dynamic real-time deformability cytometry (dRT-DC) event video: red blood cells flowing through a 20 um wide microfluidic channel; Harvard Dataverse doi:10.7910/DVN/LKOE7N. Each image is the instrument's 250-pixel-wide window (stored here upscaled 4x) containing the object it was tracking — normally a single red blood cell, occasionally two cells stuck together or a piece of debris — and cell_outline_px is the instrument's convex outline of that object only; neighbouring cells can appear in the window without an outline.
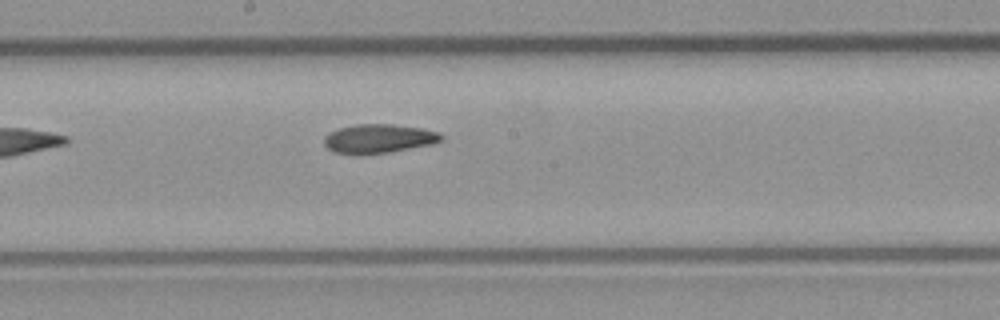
{"species": "common noctule bat (a hibernating species)", "species_latin": "Nyctalus noctula", "temperature_condition": "room temperature", "stored_images_in_passage": 5, "camera_frame_rate_fps": 3000, "um_per_image_px": 0.085, "animal": {"sex": "male", "body_mass_g": 23.1, "forearm_length_mm": 52.7}, "frame": {"image": 1, "passage_image": 5, "time_ms": 1.333, "image_size_px": [1000, 320], "cell_outline_px": [[444, 140], [432, 144], [388, 152], [336, 152], [328, 148], [324, 144], [324, 136], [328, 132], [340, 128], [356, 124], [392, 124], [424, 128], [440, 132], [444, 136]], "centroid_in_image_um": [32.26, 11.74], "position_along_channel_um": 215.9, "area_um2": 19.36}}